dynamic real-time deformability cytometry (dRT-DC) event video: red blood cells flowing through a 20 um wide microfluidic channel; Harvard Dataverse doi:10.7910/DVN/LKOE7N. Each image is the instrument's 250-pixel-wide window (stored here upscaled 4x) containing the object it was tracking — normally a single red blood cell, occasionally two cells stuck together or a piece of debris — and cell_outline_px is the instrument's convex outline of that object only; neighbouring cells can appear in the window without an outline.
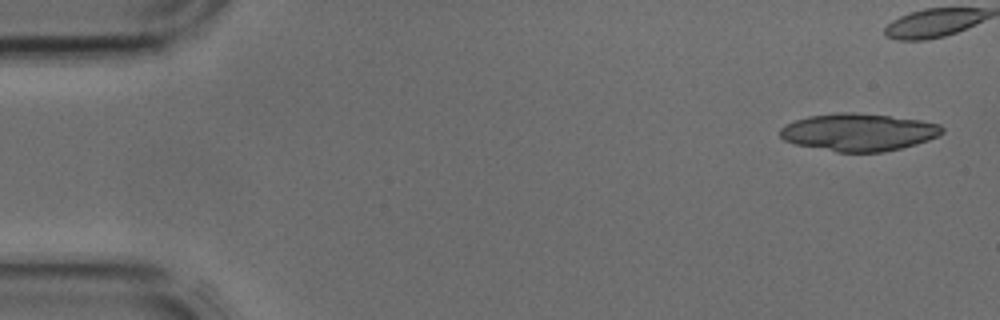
{"species": "common noctule bat (a hibernating species)", "species_latin": "Nyctalus noctula", "temperature_condition": "cold", "stored_images_in_passage": 32, "camera_frame_rate_fps": 3000, "um_per_image_px": 0.085, "animal": {"sex": "male", "body_mass_g": 17.9, "forearm_length_mm": 54.2}, "frame": {"image": 1, "passage_image": 1, "time_ms": 0.0, "image_size_px": [1000, 320], "cell_outline_px": [[944, 132], [940, 136], [916, 144], [884, 152], [836, 152], [796, 144], [784, 140], [780, 136], [780, 128], [784, 124], [808, 116], [840, 112], [852, 112], [888, 116], [920, 120], [940, 124], [944, 128]], "centroid_in_image_um": [72.99, 11.24], "position_along_channel_um": 12.0, "area_um2": 35.43}}